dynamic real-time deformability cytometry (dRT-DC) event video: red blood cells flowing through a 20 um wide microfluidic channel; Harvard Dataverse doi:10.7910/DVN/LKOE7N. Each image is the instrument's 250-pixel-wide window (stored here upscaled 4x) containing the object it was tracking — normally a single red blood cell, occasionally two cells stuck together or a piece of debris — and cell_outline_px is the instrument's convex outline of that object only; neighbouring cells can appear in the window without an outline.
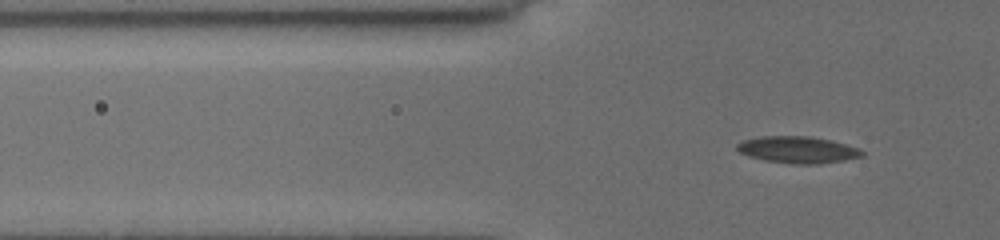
{"species": "common noctule bat (a hibernating species)", "species_latin": "Nyctalus noctula", "temperature_condition": "cold", "stored_images_in_passage": 49, "camera_frame_rate_fps": 3000, "um_per_image_px": 0.085, "animal": {"sex": "female", "body_mass_g": 19.5, "forearm_length_mm": 54.1}, "frame": {"image": 1, "passage_image": 16, "time_ms": 5.0, "image_size_px": [1000, 240], "cell_outline_px": [[864, 156], [844, 160], [816, 164], [792, 164], [764, 160], [748, 156], [740, 152], [736, 148], [736, 144], [744, 140], [760, 136], [812, 136], [860, 148], [864, 152]], "centroid_in_image_um": [67.8, 12.73], "position_along_channel_um": 58.0, "area_um2": 19.48}}
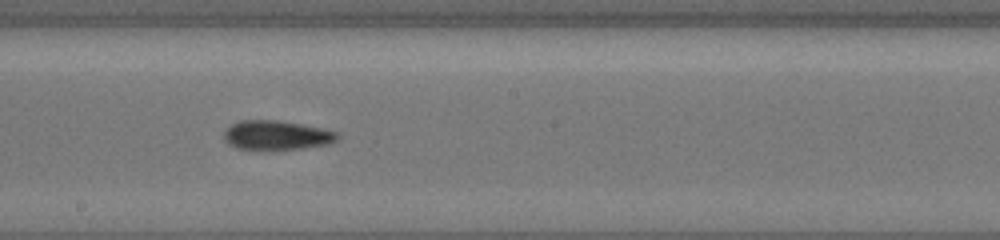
{"frame": {"image": 2, "passage_image": 30, "time_ms": 9.667, "image_size_px": [1000, 240], "cell_outline_px": [[340, 140], [332, 144], [304, 148], [236, 148], [228, 144], [224, 140], [224, 132], [232, 124], [240, 120], [276, 120], [300, 124], [340, 132]], "centroid_in_image_um": [23.58, 11.48], "position_along_channel_um": 224.6, "area_um2": 19.19}}
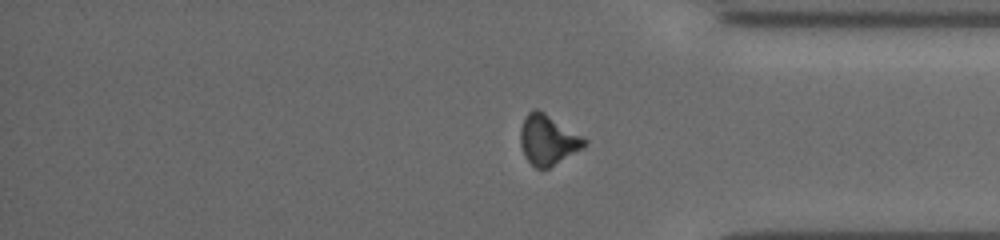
{"frame": {"image": 3, "passage_image": 43, "time_ms": 14.0, "image_size_px": [1000, 240], "cell_outline_px": [[588, 144], [548, 168], [536, 168], [524, 156], [520, 144], [520, 128], [528, 112], [532, 108], [536, 108], [544, 112], [588, 140]], "centroid_in_image_um": [46.54, 11.87], "position_along_channel_um": 388.7, "area_um2": 18.38}}